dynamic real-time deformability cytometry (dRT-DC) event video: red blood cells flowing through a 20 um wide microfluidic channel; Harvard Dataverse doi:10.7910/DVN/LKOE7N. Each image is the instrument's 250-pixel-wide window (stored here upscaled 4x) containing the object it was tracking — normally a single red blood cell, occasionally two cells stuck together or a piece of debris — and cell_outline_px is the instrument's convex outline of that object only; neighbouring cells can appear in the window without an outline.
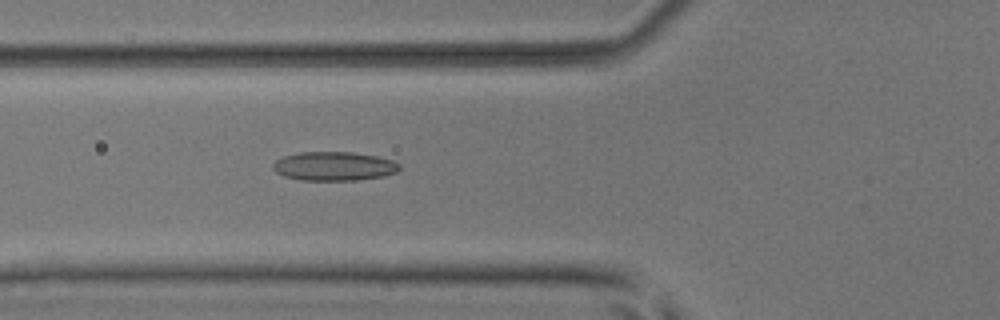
{"species": "common noctule bat (a hibernating species)", "species_latin": "Nyctalus noctula", "temperature_condition": "room temperature", "stored_images_in_passage": 3, "camera_frame_rate_fps": 3000, "um_per_image_px": 0.085, "animal": {"sex": "male", "body_mass_g": 17.9, "forearm_length_mm": 54.2}, "frame": {"image": 1, "passage_image": 2, "time_ms": 1.0, "image_size_px": [1000, 320], "cell_outline_px": [[400, 168], [396, 172], [380, 176], [356, 180], [300, 180], [284, 176], [276, 172], [272, 168], [272, 164], [276, 160], [284, 156], [300, 152], [352, 152], [376, 156], [392, 160], [400, 164]], "centroid_in_image_um": [28.36, 14.12], "position_along_channel_um": 97.4, "area_um2": 21.21}}